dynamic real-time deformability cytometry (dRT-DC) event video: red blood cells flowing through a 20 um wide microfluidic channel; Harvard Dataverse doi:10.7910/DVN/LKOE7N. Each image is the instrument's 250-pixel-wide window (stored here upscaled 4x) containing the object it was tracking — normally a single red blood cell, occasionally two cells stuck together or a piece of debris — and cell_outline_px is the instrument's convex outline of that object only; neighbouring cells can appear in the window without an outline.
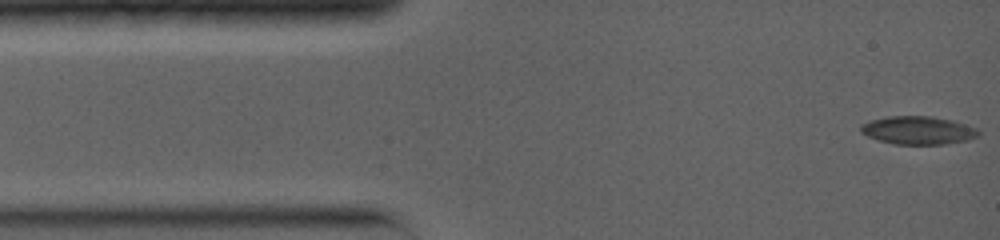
{"species": "common noctule bat (a hibernating species)", "species_latin": "Nyctalus noctula", "temperature_condition": "warm", "stored_images_in_passage": 26, "camera_frame_rate_fps": 5000, "um_per_image_px": 0.085, "animal": {"sex": "female", "body_mass_g": 19.0, "forearm_length_mm": 56.7}, "frame": {"image": 1, "passage_image": 1, "time_ms": 0.0, "image_size_px": [1000, 240], "cell_outline_px": [[980, 132], [976, 136], [968, 140], [944, 144], [896, 144], [876, 140], [860, 132], [860, 124], [872, 120], [888, 116], [932, 116], [952, 120], [976, 128]], "centroid_in_image_um": [78.0, 11.07], "position_along_channel_um": 7.0, "area_um2": 19.25}}
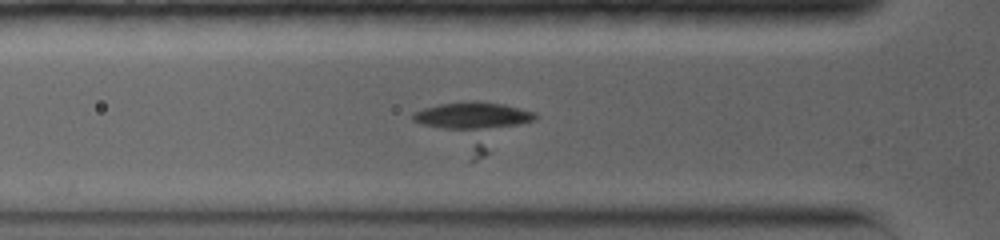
{"frame": {"image": 2, "passage_image": 6, "time_ms": 3.8, "image_size_px": [1000, 240], "cell_outline_px": [[540, 116], [536, 120], [516, 124], [472, 132], [468, 132], [444, 128], [424, 124], [412, 120], [412, 112], [424, 108], [440, 104], [472, 100], [476, 100], [504, 104], [536, 112]], "centroid_in_image_um": [40.2, 9.84], "position_along_channel_um": 85.6, "area_um2": 19.71}}
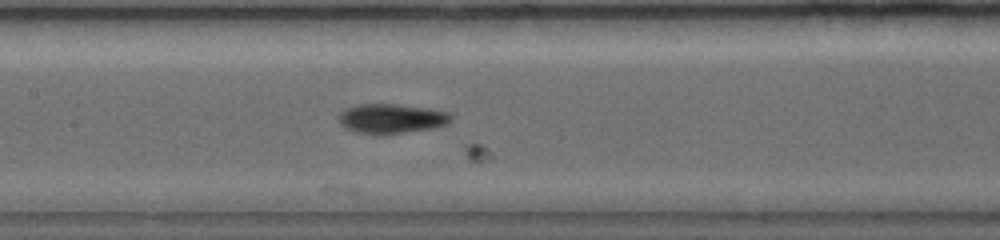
{"frame": {"image": 3, "passage_image": 12, "time_ms": 6.0, "image_size_px": [1000, 240], "cell_outline_px": [[452, 120], [448, 124], [432, 128], [380, 136], [376, 136], [356, 132], [344, 128], [340, 124], [340, 112], [344, 108], [360, 104], [396, 104], [428, 108], [452, 112]], "centroid_in_image_um": [33.28, 10.09], "position_along_channel_um": 174.1, "area_um2": 19.83}}